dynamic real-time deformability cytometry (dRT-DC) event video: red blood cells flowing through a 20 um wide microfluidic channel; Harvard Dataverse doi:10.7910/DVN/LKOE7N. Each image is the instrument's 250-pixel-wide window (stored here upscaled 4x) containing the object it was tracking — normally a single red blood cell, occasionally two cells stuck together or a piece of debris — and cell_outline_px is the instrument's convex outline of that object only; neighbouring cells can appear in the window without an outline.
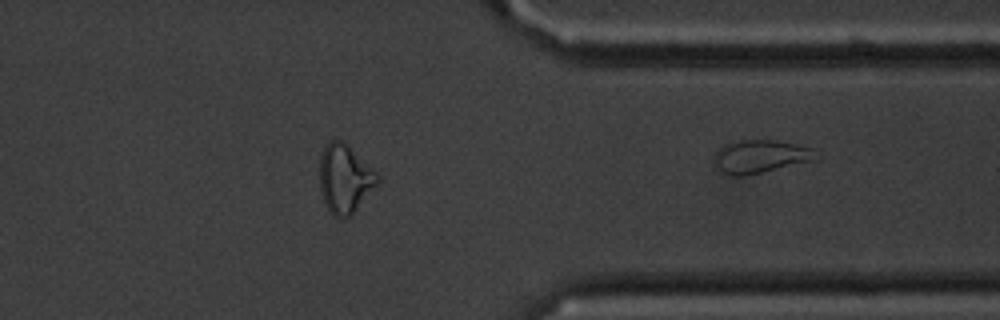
{"species": "common noctule bat (a hibernating species)", "species_latin": "Nyctalus noctula", "temperature_condition": "cold", "stored_images_in_passage": 36, "segment_of_instrument_passage": [2, 2], "camera_frame_rate_fps": 3000, "um_per_image_px": 0.085, "animal": {"sex": "male", "body_mass_g": 20.1, "forearm_length_mm": 53.5}, "frame": {"image": 1, "passage_image": 36, "time_ms": 11.667, "image_size_px": [1000, 320], "cell_outline_px": [[820, 156], [812, 160], [744, 176], [736, 176], [724, 172], [720, 168], [716, 160], [716, 152], [724, 144], [732, 140], [772, 140], [796, 144], [812, 148]], "centroid_in_image_um": [64.65, 13.27], "position_along_channel_um": 346.7, "area_um2": 19.07}}